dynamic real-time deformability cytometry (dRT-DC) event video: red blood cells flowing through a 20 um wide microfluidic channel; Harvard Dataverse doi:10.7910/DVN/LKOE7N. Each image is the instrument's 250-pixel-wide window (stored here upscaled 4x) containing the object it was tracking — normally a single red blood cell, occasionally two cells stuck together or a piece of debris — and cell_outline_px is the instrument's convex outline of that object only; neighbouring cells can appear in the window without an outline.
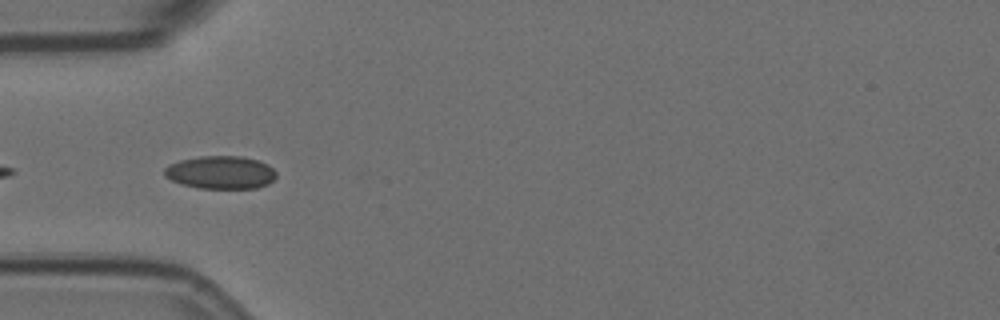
{"species": "Egyptian fruit bat (a non-hibernating species)", "species_latin": "Rousettus aegyptiacus", "temperature_condition": "room temperature", "stored_images_in_passage": 11, "camera_frame_rate_fps": 3000, "um_per_image_px": 0.085, "animal": {"sex": "female"}, "frame": {"image": 1, "passage_image": 5, "time_ms": 1.333, "image_size_px": [1000, 320], "cell_outline_px": [[276, 176], [268, 184], [256, 188], [196, 188], [180, 184], [164, 176], [164, 168], [168, 164], [180, 160], [200, 156], [240, 156], [256, 160], [268, 164], [276, 172]], "centroid_in_image_um": [18.72, 14.65], "position_along_channel_um": 66.3, "area_um2": 21.56}}
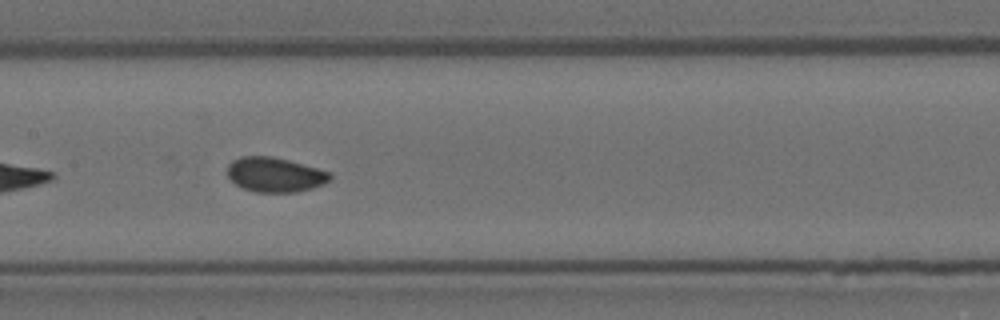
{"frame": {"image": 2, "passage_image": 8, "time_ms": 2.333, "image_size_px": [1000, 320], "cell_outline_px": [[332, 180], [312, 188], [296, 192], [256, 192], [244, 188], [236, 184], [228, 176], [228, 164], [232, 160], [240, 156], [272, 156], [288, 160], [332, 172]], "centroid_in_image_um": [23.39, 14.84], "position_along_channel_um": 184.0, "area_um2": 20.75}}
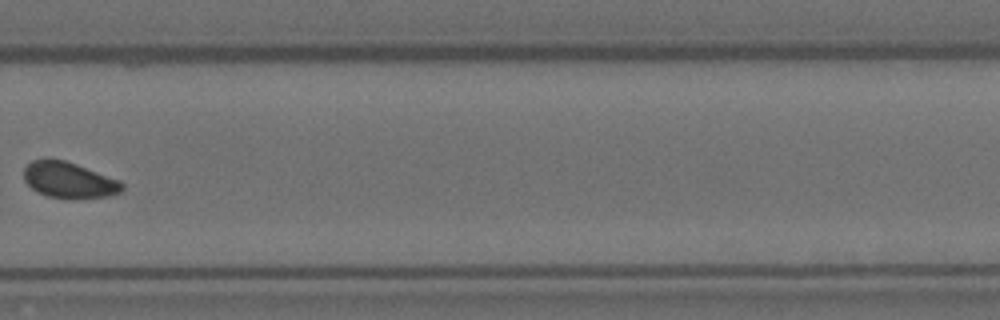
{"frame": {"image": 3, "passage_image": 11, "time_ms": 3.333, "image_size_px": [1000, 320], "cell_outline_px": [[124, 188], [120, 192], [108, 196], [76, 200], [72, 200], [48, 196], [36, 192], [24, 180], [24, 168], [32, 160], [64, 160], [76, 164], [120, 180], [124, 184]], "centroid_in_image_um": [5.89, 15.34], "position_along_channel_um": 323.9, "area_um2": 20.69}}